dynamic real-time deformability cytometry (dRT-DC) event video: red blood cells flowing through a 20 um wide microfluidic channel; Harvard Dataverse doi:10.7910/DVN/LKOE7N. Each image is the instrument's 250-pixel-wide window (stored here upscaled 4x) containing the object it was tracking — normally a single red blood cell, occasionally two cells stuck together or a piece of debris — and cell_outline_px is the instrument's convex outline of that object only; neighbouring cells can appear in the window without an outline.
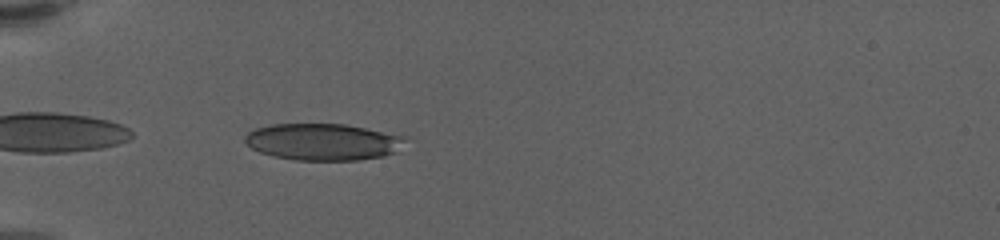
{"species": "human", "species_latin": "Homo sapiens", "temperature_condition": "warm", "stored_images_in_passage": 38, "camera_frame_rate_fps": 3000, "um_per_image_px": 0.085, "donor": {"sex": "female"}, "frame": {"image": 1, "passage_image": 1, "time_ms": 0.0, "image_size_px": [1000, 240], "cell_outline_px": [[408, 136], [396, 152], [384, 156], [356, 160], [296, 160], [272, 156], [260, 152], [252, 148], [244, 140], [244, 136], [248, 132], [256, 128], [272, 124], [344, 124]], "centroid_in_image_um": [27.45, 12.06], "position_along_channel_um": 57.5, "area_um2": 34.33}}
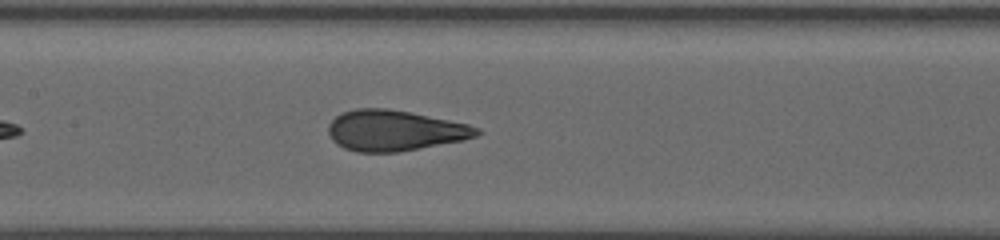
{"frame": {"image": 2, "passage_image": 12, "time_ms": 3.667, "image_size_px": [1000, 240], "cell_outline_px": [[484, 132], [476, 136], [464, 140], [396, 152], [356, 152], [344, 148], [336, 144], [332, 140], [328, 132], [328, 124], [340, 112], [356, 108], [388, 108], [468, 124], [480, 128]], "centroid_in_image_um": [33.52, 11.09], "position_along_channel_um": 173.9, "area_um2": 35.2}}
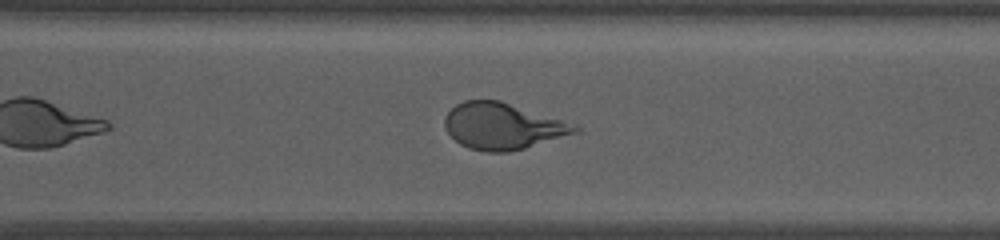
{"frame": {"image": 3, "passage_image": 25, "time_ms": 8.0, "image_size_px": [1000, 240], "cell_outline_px": [[580, 128], [576, 132], [524, 148], [508, 152], [484, 152], [468, 148], [460, 144], [448, 132], [444, 124], [444, 116], [456, 104], [464, 100], [500, 100], [576, 124]], "centroid_in_image_um": [42.69, 10.71], "position_along_channel_um": 327.9, "area_um2": 34.91}, "authors_computed_cell_mechanics": {"area_um2": 35.5181, "velocity_mm_per_s": 3.5662, "shape_relaxation_time_tau1_ms": 4.7669, "shape_relaxation_time_tau2_ms": null, "deformation_change_tau1": 0.1924, "deformation_change_tau2": null}}